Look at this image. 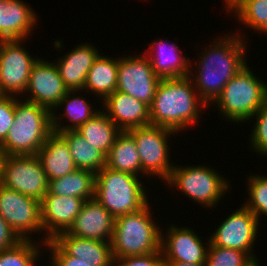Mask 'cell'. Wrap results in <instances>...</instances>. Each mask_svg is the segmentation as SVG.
I'll return each mask as SVG.
<instances>
[{"label":"cell","mask_w":267,"mask_h":266,"mask_svg":"<svg viewBox=\"0 0 267 266\" xmlns=\"http://www.w3.org/2000/svg\"><path fill=\"white\" fill-rule=\"evenodd\" d=\"M240 33L217 37L211 48L207 46L205 52L199 56L196 72L191 62L189 77L193 82L200 98L211 105L222 92L224 86L247 64L246 40ZM243 37V39H242ZM214 43V44H213ZM246 47V48H245ZM193 73V74H192ZM195 74V75H194ZM192 77V78H191Z\"/></svg>","instance_id":"cell-1"},{"label":"cell","mask_w":267,"mask_h":266,"mask_svg":"<svg viewBox=\"0 0 267 266\" xmlns=\"http://www.w3.org/2000/svg\"><path fill=\"white\" fill-rule=\"evenodd\" d=\"M206 106L189 76L161 79L150 106V125L184 131L201 121Z\"/></svg>","instance_id":"cell-2"},{"label":"cell","mask_w":267,"mask_h":266,"mask_svg":"<svg viewBox=\"0 0 267 266\" xmlns=\"http://www.w3.org/2000/svg\"><path fill=\"white\" fill-rule=\"evenodd\" d=\"M52 132L48 108L15 96L14 122L0 146L4 155H37Z\"/></svg>","instance_id":"cell-3"},{"label":"cell","mask_w":267,"mask_h":266,"mask_svg":"<svg viewBox=\"0 0 267 266\" xmlns=\"http://www.w3.org/2000/svg\"><path fill=\"white\" fill-rule=\"evenodd\" d=\"M150 204L140 211L115 218L111 241L114 259L160 251L161 229L152 218Z\"/></svg>","instance_id":"cell-4"},{"label":"cell","mask_w":267,"mask_h":266,"mask_svg":"<svg viewBox=\"0 0 267 266\" xmlns=\"http://www.w3.org/2000/svg\"><path fill=\"white\" fill-rule=\"evenodd\" d=\"M139 177L105 166L96 173L95 197L114 218L140 211L148 204L146 188Z\"/></svg>","instance_id":"cell-5"},{"label":"cell","mask_w":267,"mask_h":266,"mask_svg":"<svg viewBox=\"0 0 267 266\" xmlns=\"http://www.w3.org/2000/svg\"><path fill=\"white\" fill-rule=\"evenodd\" d=\"M249 66L242 68L222 89L213 102L223 119L240 123L251 120L267 102V83L255 76ZM229 119V120H228Z\"/></svg>","instance_id":"cell-6"},{"label":"cell","mask_w":267,"mask_h":266,"mask_svg":"<svg viewBox=\"0 0 267 266\" xmlns=\"http://www.w3.org/2000/svg\"><path fill=\"white\" fill-rule=\"evenodd\" d=\"M187 166V167H186ZM174 165L166 184L194 199L205 208L216 207L230 187L222 175L206 165L191 166Z\"/></svg>","instance_id":"cell-7"},{"label":"cell","mask_w":267,"mask_h":266,"mask_svg":"<svg viewBox=\"0 0 267 266\" xmlns=\"http://www.w3.org/2000/svg\"><path fill=\"white\" fill-rule=\"evenodd\" d=\"M133 136L140 155L141 170L148 176L166 181L174 167L170 163L168 139L177 132L161 126H145L128 130ZM169 157V158H168ZM172 164V165H171Z\"/></svg>","instance_id":"cell-8"},{"label":"cell","mask_w":267,"mask_h":266,"mask_svg":"<svg viewBox=\"0 0 267 266\" xmlns=\"http://www.w3.org/2000/svg\"><path fill=\"white\" fill-rule=\"evenodd\" d=\"M0 184L41 201L49 181L36 155H4Z\"/></svg>","instance_id":"cell-9"},{"label":"cell","mask_w":267,"mask_h":266,"mask_svg":"<svg viewBox=\"0 0 267 266\" xmlns=\"http://www.w3.org/2000/svg\"><path fill=\"white\" fill-rule=\"evenodd\" d=\"M0 215L21 240H33L32 232L42 233L41 201L1 184Z\"/></svg>","instance_id":"cell-10"},{"label":"cell","mask_w":267,"mask_h":266,"mask_svg":"<svg viewBox=\"0 0 267 266\" xmlns=\"http://www.w3.org/2000/svg\"><path fill=\"white\" fill-rule=\"evenodd\" d=\"M25 40H0V95L25 93L33 65L32 57L21 44Z\"/></svg>","instance_id":"cell-11"},{"label":"cell","mask_w":267,"mask_h":266,"mask_svg":"<svg viewBox=\"0 0 267 266\" xmlns=\"http://www.w3.org/2000/svg\"><path fill=\"white\" fill-rule=\"evenodd\" d=\"M126 56L119 58L116 90L150 107L161 78L154 72L146 55Z\"/></svg>","instance_id":"cell-12"},{"label":"cell","mask_w":267,"mask_h":266,"mask_svg":"<svg viewBox=\"0 0 267 266\" xmlns=\"http://www.w3.org/2000/svg\"><path fill=\"white\" fill-rule=\"evenodd\" d=\"M259 223L258 218L243 205L217 226L210 236V242L214 246L247 252L259 263L252 250L257 239Z\"/></svg>","instance_id":"cell-13"},{"label":"cell","mask_w":267,"mask_h":266,"mask_svg":"<svg viewBox=\"0 0 267 266\" xmlns=\"http://www.w3.org/2000/svg\"><path fill=\"white\" fill-rule=\"evenodd\" d=\"M69 90L65 87L54 62L38 59L33 65L23 100L42 105L52 111ZM31 93V94H30Z\"/></svg>","instance_id":"cell-14"},{"label":"cell","mask_w":267,"mask_h":266,"mask_svg":"<svg viewBox=\"0 0 267 266\" xmlns=\"http://www.w3.org/2000/svg\"><path fill=\"white\" fill-rule=\"evenodd\" d=\"M170 225L164 236L161 230L160 250L163 261H178L192 264H203L207 258V245L190 227ZM165 237V238H164ZM206 245V247H205Z\"/></svg>","instance_id":"cell-15"},{"label":"cell","mask_w":267,"mask_h":266,"mask_svg":"<svg viewBox=\"0 0 267 266\" xmlns=\"http://www.w3.org/2000/svg\"><path fill=\"white\" fill-rule=\"evenodd\" d=\"M84 202V199L78 197H61L46 193L41 200V222L43 232H47L40 241L41 244L43 243L42 246L59 233L69 230Z\"/></svg>","instance_id":"cell-16"},{"label":"cell","mask_w":267,"mask_h":266,"mask_svg":"<svg viewBox=\"0 0 267 266\" xmlns=\"http://www.w3.org/2000/svg\"><path fill=\"white\" fill-rule=\"evenodd\" d=\"M115 218L96 199L84 202L74 223L67 231L70 235L103 242L112 241Z\"/></svg>","instance_id":"cell-17"},{"label":"cell","mask_w":267,"mask_h":266,"mask_svg":"<svg viewBox=\"0 0 267 266\" xmlns=\"http://www.w3.org/2000/svg\"><path fill=\"white\" fill-rule=\"evenodd\" d=\"M104 112L121 131L150 125V107L118 90L103 101Z\"/></svg>","instance_id":"cell-18"},{"label":"cell","mask_w":267,"mask_h":266,"mask_svg":"<svg viewBox=\"0 0 267 266\" xmlns=\"http://www.w3.org/2000/svg\"><path fill=\"white\" fill-rule=\"evenodd\" d=\"M97 49L92 43L79 44L55 60L60 77L69 91L75 90L78 94L83 91L86 75L100 53Z\"/></svg>","instance_id":"cell-19"},{"label":"cell","mask_w":267,"mask_h":266,"mask_svg":"<svg viewBox=\"0 0 267 266\" xmlns=\"http://www.w3.org/2000/svg\"><path fill=\"white\" fill-rule=\"evenodd\" d=\"M36 23L37 15L27 2L0 0V40H26Z\"/></svg>","instance_id":"cell-20"},{"label":"cell","mask_w":267,"mask_h":266,"mask_svg":"<svg viewBox=\"0 0 267 266\" xmlns=\"http://www.w3.org/2000/svg\"><path fill=\"white\" fill-rule=\"evenodd\" d=\"M149 45V50L146 49L143 54L148 57L154 72L159 78L189 76L191 61L186 56H183L184 54H181L182 50L179 49L176 43L168 44L167 40L158 39V41L154 40Z\"/></svg>","instance_id":"cell-21"},{"label":"cell","mask_w":267,"mask_h":266,"mask_svg":"<svg viewBox=\"0 0 267 266\" xmlns=\"http://www.w3.org/2000/svg\"><path fill=\"white\" fill-rule=\"evenodd\" d=\"M53 240L69 256L79 258L92 266H112L113 264L110 242L75 237L67 231L59 233Z\"/></svg>","instance_id":"cell-22"},{"label":"cell","mask_w":267,"mask_h":266,"mask_svg":"<svg viewBox=\"0 0 267 266\" xmlns=\"http://www.w3.org/2000/svg\"><path fill=\"white\" fill-rule=\"evenodd\" d=\"M36 156L41 162L48 181L61 178L77 169L66 140L56 132H52L47 137Z\"/></svg>","instance_id":"cell-23"},{"label":"cell","mask_w":267,"mask_h":266,"mask_svg":"<svg viewBox=\"0 0 267 266\" xmlns=\"http://www.w3.org/2000/svg\"><path fill=\"white\" fill-rule=\"evenodd\" d=\"M77 91H68L66 95L59 101L56 107L51 111V118H52V127L53 132H64L68 130H77L81 125L86 123L90 120L93 116H95L99 110L92 109L91 104L89 101L87 102L85 98L81 96H77ZM73 96V97H72ZM58 106L61 108L65 106L63 114H57ZM57 110V111H56ZM64 115V116H63ZM67 117L68 125L61 122V117ZM60 122H59V120ZM71 125H70V124ZM65 124V125H64Z\"/></svg>","instance_id":"cell-24"},{"label":"cell","mask_w":267,"mask_h":266,"mask_svg":"<svg viewBox=\"0 0 267 266\" xmlns=\"http://www.w3.org/2000/svg\"><path fill=\"white\" fill-rule=\"evenodd\" d=\"M119 58L107 57L102 54L94 60L85 79V91L93 92L94 96H99L104 100L117 89Z\"/></svg>","instance_id":"cell-25"},{"label":"cell","mask_w":267,"mask_h":266,"mask_svg":"<svg viewBox=\"0 0 267 266\" xmlns=\"http://www.w3.org/2000/svg\"><path fill=\"white\" fill-rule=\"evenodd\" d=\"M105 166L112 170L127 172L135 176H140L141 174L144 176L135 140L128 131H121L116 137L106 156Z\"/></svg>","instance_id":"cell-26"},{"label":"cell","mask_w":267,"mask_h":266,"mask_svg":"<svg viewBox=\"0 0 267 266\" xmlns=\"http://www.w3.org/2000/svg\"><path fill=\"white\" fill-rule=\"evenodd\" d=\"M96 174L92 171L76 169L61 178L49 181L48 192L61 197H78L85 201L95 197Z\"/></svg>","instance_id":"cell-27"},{"label":"cell","mask_w":267,"mask_h":266,"mask_svg":"<svg viewBox=\"0 0 267 266\" xmlns=\"http://www.w3.org/2000/svg\"><path fill=\"white\" fill-rule=\"evenodd\" d=\"M91 146L100 150L105 156L109 153L116 137L121 132L104 110L93 116L76 130Z\"/></svg>","instance_id":"cell-28"},{"label":"cell","mask_w":267,"mask_h":266,"mask_svg":"<svg viewBox=\"0 0 267 266\" xmlns=\"http://www.w3.org/2000/svg\"><path fill=\"white\" fill-rule=\"evenodd\" d=\"M56 133H59L66 140L77 169L92 171L96 174L105 167L106 156L91 146L76 130Z\"/></svg>","instance_id":"cell-29"},{"label":"cell","mask_w":267,"mask_h":266,"mask_svg":"<svg viewBox=\"0 0 267 266\" xmlns=\"http://www.w3.org/2000/svg\"><path fill=\"white\" fill-rule=\"evenodd\" d=\"M224 5L247 28L262 34L267 29V0H227Z\"/></svg>","instance_id":"cell-30"},{"label":"cell","mask_w":267,"mask_h":266,"mask_svg":"<svg viewBox=\"0 0 267 266\" xmlns=\"http://www.w3.org/2000/svg\"><path fill=\"white\" fill-rule=\"evenodd\" d=\"M38 245L33 240H21L16 246L0 251V266H34L42 254Z\"/></svg>","instance_id":"cell-31"},{"label":"cell","mask_w":267,"mask_h":266,"mask_svg":"<svg viewBox=\"0 0 267 266\" xmlns=\"http://www.w3.org/2000/svg\"><path fill=\"white\" fill-rule=\"evenodd\" d=\"M205 266H260L247 252L214 246L211 242Z\"/></svg>","instance_id":"cell-32"},{"label":"cell","mask_w":267,"mask_h":266,"mask_svg":"<svg viewBox=\"0 0 267 266\" xmlns=\"http://www.w3.org/2000/svg\"><path fill=\"white\" fill-rule=\"evenodd\" d=\"M246 185L248 199L242 204L248 208L260 220L263 214L267 216V176L266 175H249Z\"/></svg>","instance_id":"cell-33"},{"label":"cell","mask_w":267,"mask_h":266,"mask_svg":"<svg viewBox=\"0 0 267 266\" xmlns=\"http://www.w3.org/2000/svg\"><path fill=\"white\" fill-rule=\"evenodd\" d=\"M254 127L249 138L251 148L267 157V102L253 115Z\"/></svg>","instance_id":"cell-34"},{"label":"cell","mask_w":267,"mask_h":266,"mask_svg":"<svg viewBox=\"0 0 267 266\" xmlns=\"http://www.w3.org/2000/svg\"><path fill=\"white\" fill-rule=\"evenodd\" d=\"M15 118V96L0 95V145L5 141Z\"/></svg>","instance_id":"cell-35"},{"label":"cell","mask_w":267,"mask_h":266,"mask_svg":"<svg viewBox=\"0 0 267 266\" xmlns=\"http://www.w3.org/2000/svg\"><path fill=\"white\" fill-rule=\"evenodd\" d=\"M45 245L43 247H46L49 252L51 251L50 260L57 266H92L79 258L69 256L53 239L47 241Z\"/></svg>","instance_id":"cell-36"},{"label":"cell","mask_w":267,"mask_h":266,"mask_svg":"<svg viewBox=\"0 0 267 266\" xmlns=\"http://www.w3.org/2000/svg\"><path fill=\"white\" fill-rule=\"evenodd\" d=\"M112 266H164V261L160 250L147 255L114 259Z\"/></svg>","instance_id":"cell-37"},{"label":"cell","mask_w":267,"mask_h":266,"mask_svg":"<svg viewBox=\"0 0 267 266\" xmlns=\"http://www.w3.org/2000/svg\"><path fill=\"white\" fill-rule=\"evenodd\" d=\"M20 241L21 239L0 215V251L8 250L16 246Z\"/></svg>","instance_id":"cell-38"},{"label":"cell","mask_w":267,"mask_h":266,"mask_svg":"<svg viewBox=\"0 0 267 266\" xmlns=\"http://www.w3.org/2000/svg\"><path fill=\"white\" fill-rule=\"evenodd\" d=\"M164 266H205V263L192 264V263L178 262V261H164Z\"/></svg>","instance_id":"cell-39"},{"label":"cell","mask_w":267,"mask_h":266,"mask_svg":"<svg viewBox=\"0 0 267 266\" xmlns=\"http://www.w3.org/2000/svg\"><path fill=\"white\" fill-rule=\"evenodd\" d=\"M3 157H4V154H3L2 148L0 146V171H1V163H2Z\"/></svg>","instance_id":"cell-40"},{"label":"cell","mask_w":267,"mask_h":266,"mask_svg":"<svg viewBox=\"0 0 267 266\" xmlns=\"http://www.w3.org/2000/svg\"><path fill=\"white\" fill-rule=\"evenodd\" d=\"M51 265L49 266H57L53 261L50 263ZM47 266V265H46Z\"/></svg>","instance_id":"cell-41"}]
</instances>
